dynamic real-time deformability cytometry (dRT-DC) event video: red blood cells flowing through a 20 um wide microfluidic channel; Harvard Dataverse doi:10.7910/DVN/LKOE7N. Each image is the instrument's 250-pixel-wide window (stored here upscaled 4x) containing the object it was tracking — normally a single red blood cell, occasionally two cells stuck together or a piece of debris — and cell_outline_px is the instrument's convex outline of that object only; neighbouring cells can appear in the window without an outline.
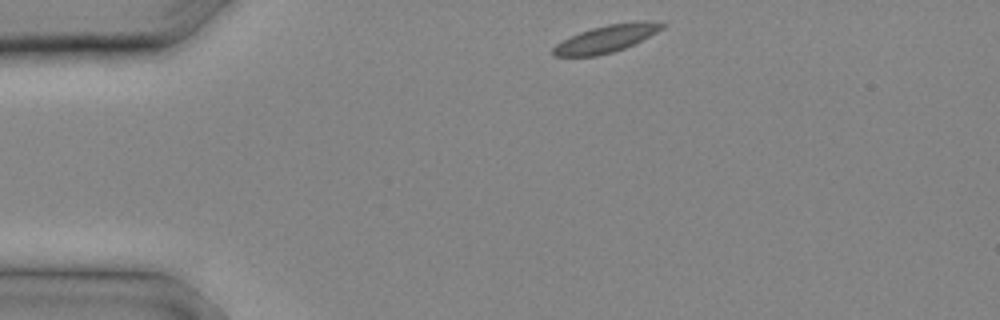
{"species": "common noctule bat (a hibernating species)", "species_latin": "Nyctalus noctula", "temperature_condition": "cold", "stored_images_in_passage": 7, "camera_frame_rate_fps": 3000, "um_per_image_px": 0.085, "animal": {"sex": "male", "body_mass_g": 20.4}, "frame": {"image": 1, "passage_image": 1, "time_ms": 0.0, "image_size_px": [1000, 320], "cell_outline_px": [[668, 24], [664, 28], [624, 48], [612, 52], [596, 56], [552, 56], [552, 48], [556, 44], [580, 32], [592, 28], [608, 24], [644, 20], [648, 20]], "centroid_in_image_um": [51.54, 3.28], "position_along_channel_um": 33.5, "area_um2": 17.11}}
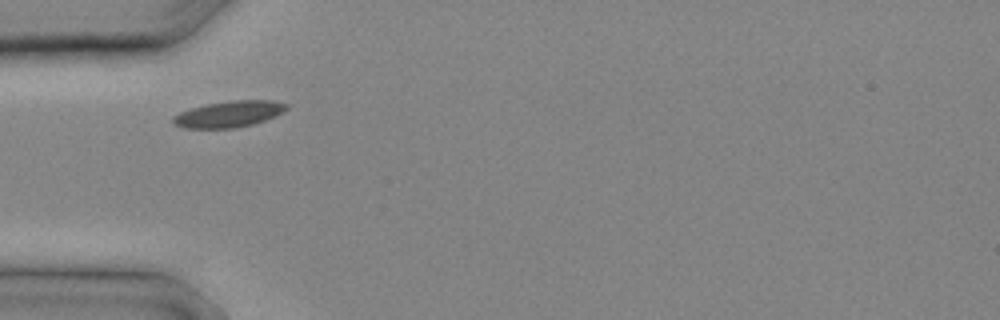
{"frame": {"image": 2, "passage_image": 4, "time_ms": 1.0, "image_size_px": [1000, 320], "cell_outline_px": [[288, 108], [284, 112], [276, 116], [252, 124], [236, 128], [184, 128], [176, 124], [172, 120], [172, 116], [180, 112], [192, 108], [208, 104], [228, 100], [276, 100], [288, 104]], "centroid_in_image_um": [19.51, 9.68], "position_along_channel_um": 65.5, "area_um2": 17.4}}